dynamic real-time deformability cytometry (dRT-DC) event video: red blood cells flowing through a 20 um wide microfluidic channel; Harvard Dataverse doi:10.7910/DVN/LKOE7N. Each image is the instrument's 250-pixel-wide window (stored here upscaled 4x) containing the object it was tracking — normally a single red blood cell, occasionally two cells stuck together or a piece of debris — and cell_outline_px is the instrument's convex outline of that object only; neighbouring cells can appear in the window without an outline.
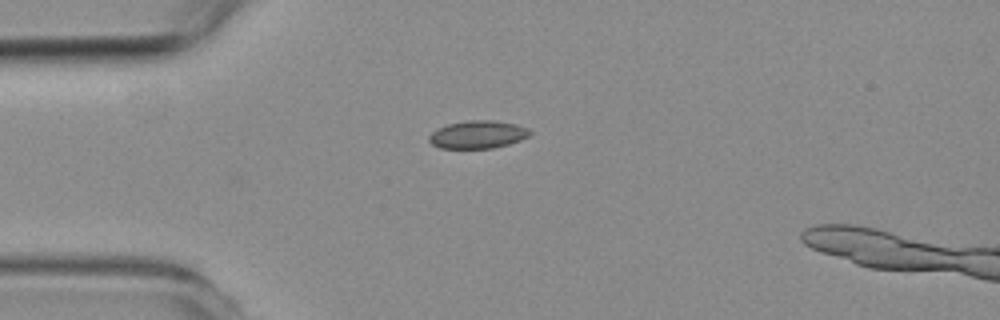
{"species": "common noctule bat (a hibernating species)", "species_latin": "Nyctalus noctula", "temperature_condition": "room temperature", "stored_images_in_passage": 33, "camera_frame_rate_fps": 3000, "um_per_image_px": 0.085, "animal": {"sex": "female", "body_mass_g": 19.3, "forearm_length_mm": 54.1}, "frame": {"image": 1, "passage_image": 1, "time_ms": 0.0, "image_size_px": [1000, 320], "cell_outline_px": [[532, 132], [528, 136], [520, 140], [508, 144], [492, 148], [440, 148], [432, 144], [428, 140], [428, 136], [436, 128], [448, 124], [468, 120], [492, 120], [512, 124], [528, 128]], "centroid_in_image_um": [40.57, 11.43], "position_along_channel_um": 44.4, "area_um2": 16.24}}
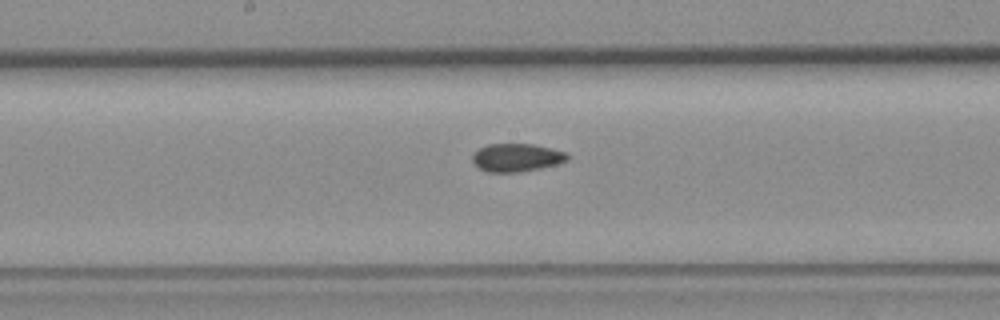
{"frame": {"image": 2, "passage_image": 15, "time_ms": 4.667, "image_size_px": [1000, 320], "cell_outline_px": [[568, 160], [556, 164], [516, 172], [488, 172], [480, 168], [472, 160], [472, 156], [480, 148], [488, 144], [532, 144], [564, 152], [568, 156]], "centroid_in_image_um": [43.88, 13.39], "position_along_channel_um": 204.3, "area_um2": 15.03}}
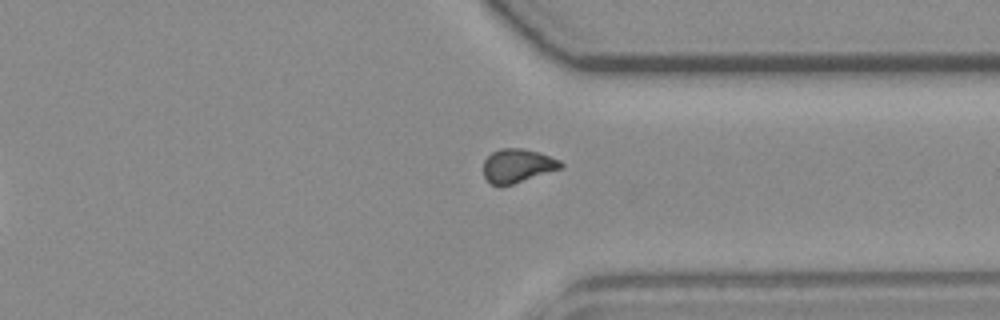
{"frame": {"image": 3, "passage_image": 28, "time_ms": 9.0, "image_size_px": [1000, 320], "cell_outline_px": [[564, 168], [512, 184], [492, 184], [484, 176], [484, 160], [492, 152], [500, 148], [524, 148], [540, 152], [560, 160], [564, 164]], "centroid_in_image_um": [44.04, 14.06], "position_along_channel_um": 367.4, "area_um2": 15.2}, "authors_computed_cell_mechanics": {"area_um2": 15.606, "velocity_mm_per_s": 3.79, "shape_relaxation_time_tau1_ms": null, "shape_relaxation_time_tau2_ms": 2.8899, "deformation_change_tau1": null, "deformation_change_tau2": 0.0467}}